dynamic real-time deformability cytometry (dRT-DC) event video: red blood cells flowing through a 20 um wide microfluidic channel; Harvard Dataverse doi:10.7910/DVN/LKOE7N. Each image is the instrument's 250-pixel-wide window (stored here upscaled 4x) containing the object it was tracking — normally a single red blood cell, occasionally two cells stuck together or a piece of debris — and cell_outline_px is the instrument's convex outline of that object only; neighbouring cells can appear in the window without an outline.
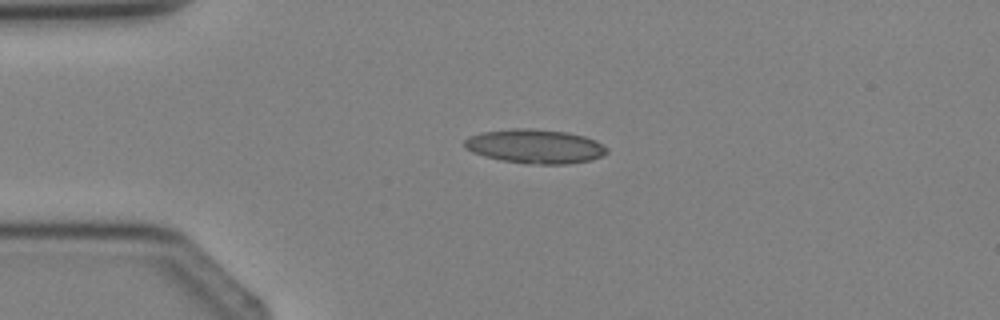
{"species": "Egyptian fruit bat (a non-hibernating species)", "species_latin": "Rousettus aegyptiacus", "temperature_condition": "cold", "stored_images_in_passage": 1, "camera_frame_rate_fps": 3000, "um_per_image_px": 0.085, "animal": {"sex": "female"}, "frame": {"image": 1, "passage_image": 1, "time_ms": 0.0, "image_size_px": [1000, 320], "cell_outline_px": [[608, 152], [592, 160], [568, 164], [528, 164], [504, 160], [484, 156], [472, 152], [464, 148], [464, 140], [468, 136], [480, 132], [512, 128], [532, 128], [568, 132], [584, 136], [596, 140], [608, 148]], "centroid_in_image_um": [45.47, 12.43], "position_along_channel_um": 39.5, "area_um2": 28.55}}